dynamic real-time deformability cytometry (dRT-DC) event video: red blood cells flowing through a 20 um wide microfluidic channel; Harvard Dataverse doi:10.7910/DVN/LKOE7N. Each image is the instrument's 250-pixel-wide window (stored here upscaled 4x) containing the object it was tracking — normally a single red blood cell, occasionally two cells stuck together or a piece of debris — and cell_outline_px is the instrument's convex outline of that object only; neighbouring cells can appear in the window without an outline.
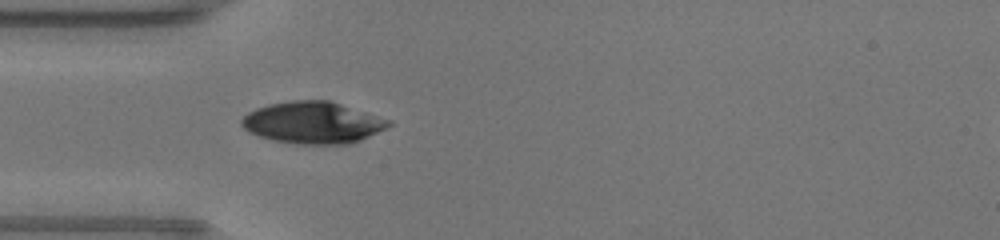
{"species": "human", "species_latin": "Homo sapiens", "temperature_condition": "warm", "stored_images_in_passage": 34, "camera_frame_rate_fps": 3000, "um_per_image_px": 0.085, "donor": {"sex": "male"}, "frame": {"image": 1, "passage_image": 1, "time_ms": 0.0, "image_size_px": [1000, 240], "cell_outline_px": [[392, 124], [352, 144], [296, 144], [272, 140], [248, 132], [240, 124], [240, 120], [248, 112], [256, 108], [268, 104], [292, 100], [328, 100], [392, 120]], "centroid_in_image_um": [26.56, 10.42], "position_along_channel_um": 58.4, "area_um2": 35.78}}
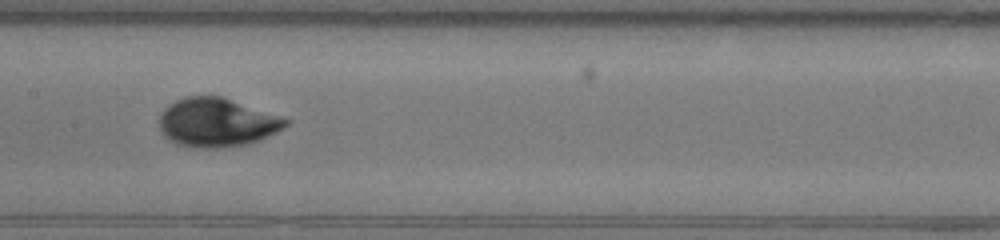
{"frame": {"image": 2, "passage_image": 10, "time_ms": 3.0, "image_size_px": [1000, 240], "cell_outline_px": [[292, 120], [284, 128], [276, 132], [248, 144], [216, 148], [192, 148], [176, 144], [164, 136], [160, 128], [160, 112], [168, 104], [184, 96], [220, 96]], "centroid_in_image_um": [18.4, 10.41], "position_along_channel_um": 189.0, "area_um2": 35.89}}
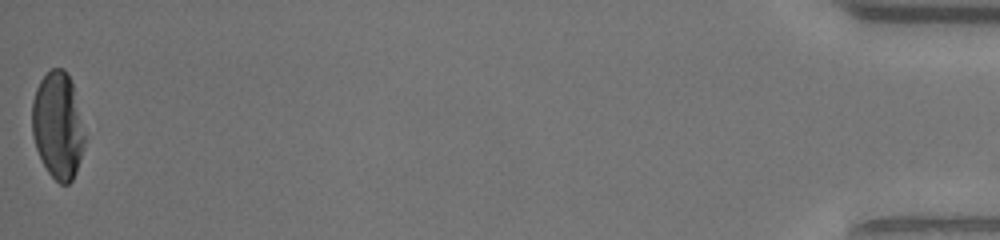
{"frame": {"image": 3, "passage_image": 34, "time_ms": 11.0, "image_size_px": [1000, 240], "cell_outline_px": [[84, 144], [80, 160], [76, 172], [72, 180], [68, 184], [60, 184], [48, 172], [36, 148], [32, 136], [32, 100], [36, 88], [40, 80], [52, 68], [64, 68], [68, 72], [72, 80], [84, 132]], "centroid_in_image_um": [4.91, 10.64], "position_along_channel_um": 430.3, "area_um2": 32.71}, "authors_computed_cell_mechanics": {"area_um2": 34.9112, "velocity_mm_per_s": 4.3814, "shape_relaxation_time_tau1_ms": 2.4811, "shape_relaxation_time_tau2_ms": 0.6164, "deformation_change_tau1": 0.1591, "deformation_change_tau2": 0.0323}}